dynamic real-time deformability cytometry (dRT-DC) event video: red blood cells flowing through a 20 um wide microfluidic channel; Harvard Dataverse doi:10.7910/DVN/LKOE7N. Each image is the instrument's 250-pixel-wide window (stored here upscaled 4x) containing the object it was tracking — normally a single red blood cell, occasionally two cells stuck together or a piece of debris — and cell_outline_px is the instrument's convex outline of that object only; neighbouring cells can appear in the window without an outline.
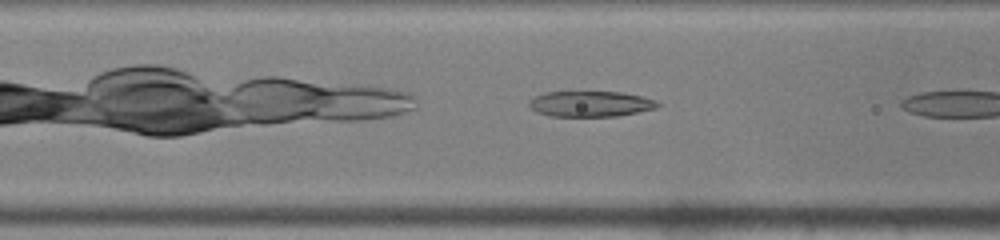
{"species": "common noctule bat (a hibernating species)", "species_latin": "Nyctalus noctula", "temperature_condition": "warm", "stored_images_in_passage": 5, "camera_frame_rate_fps": 3000, "um_per_image_px": 0.085, "animal": {"sex": "male", "body_mass_g": 19.0, "forearm_length_mm": 50.8}, "frame": {"image": 1, "passage_image": 4, "time_ms": 1.0, "image_size_px": [1000, 240], "cell_outline_px": [[660, 104], [656, 108], [616, 116], [552, 116], [536, 112], [528, 104], [528, 100], [544, 92], [620, 92], [640, 96], [656, 100]], "centroid_in_image_um": [50.16, 8.83], "position_along_channel_um": 116.4, "area_um2": 19.02}}